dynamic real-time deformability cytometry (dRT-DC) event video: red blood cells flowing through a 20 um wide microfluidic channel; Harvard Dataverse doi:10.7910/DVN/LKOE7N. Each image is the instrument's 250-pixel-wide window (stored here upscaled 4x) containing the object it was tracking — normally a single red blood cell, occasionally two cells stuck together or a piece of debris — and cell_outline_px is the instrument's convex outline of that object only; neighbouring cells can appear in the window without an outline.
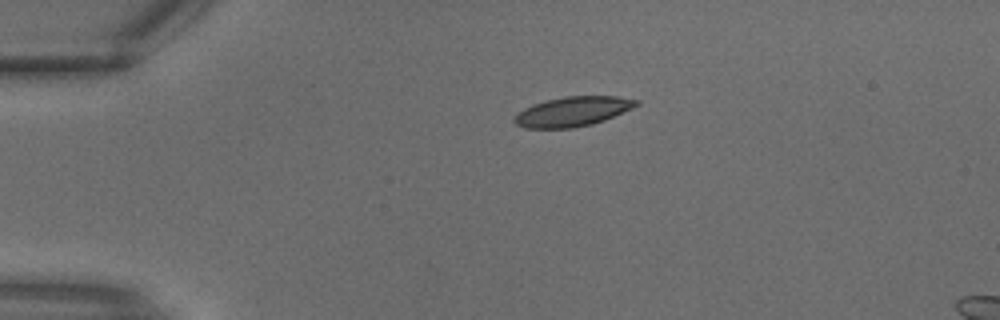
{"species": "common noctule bat (a hibernating species)", "species_latin": "Nyctalus noctula", "temperature_condition": "warm", "stored_images_in_passage": 13, "camera_frame_rate_fps": 3000, "um_per_image_px": 0.085, "animal": {"sex": "male", "body_mass_g": 18.8}, "frame": {"image": 1, "passage_image": 1, "time_ms": 0.0, "image_size_px": [1000, 320], "cell_outline_px": [[640, 104], [632, 108], [604, 120], [592, 124], [572, 128], [524, 128], [516, 124], [512, 120], [524, 108], [532, 104], [544, 100], [564, 96], [616, 96], [640, 100]], "centroid_in_image_um": [48.68, 9.47], "position_along_channel_um": 36.3, "area_um2": 21.1}}
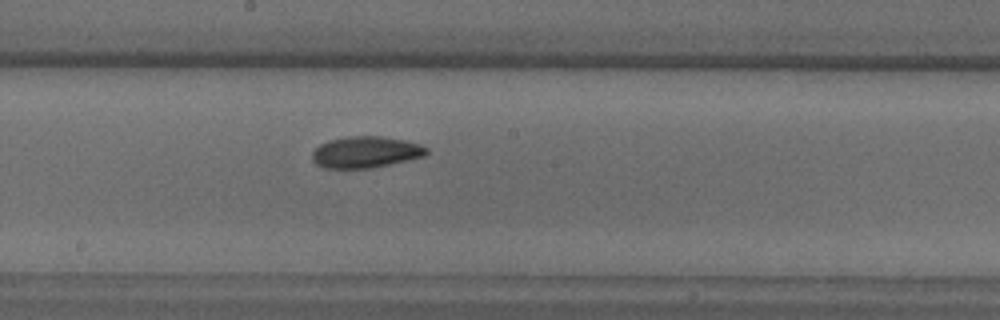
{"frame": {"image": 2, "passage_image": 11, "time_ms": 3.333, "image_size_px": [1000, 320], "cell_outline_px": [[428, 152], [424, 156], [372, 168], [324, 168], [316, 164], [312, 160], [312, 152], [320, 144], [328, 140], [348, 136], [380, 136], [404, 140], [420, 144], [428, 148]], "centroid_in_image_um": [31.06, 12.93], "position_along_channel_um": 217.1, "area_um2": 20.92}}